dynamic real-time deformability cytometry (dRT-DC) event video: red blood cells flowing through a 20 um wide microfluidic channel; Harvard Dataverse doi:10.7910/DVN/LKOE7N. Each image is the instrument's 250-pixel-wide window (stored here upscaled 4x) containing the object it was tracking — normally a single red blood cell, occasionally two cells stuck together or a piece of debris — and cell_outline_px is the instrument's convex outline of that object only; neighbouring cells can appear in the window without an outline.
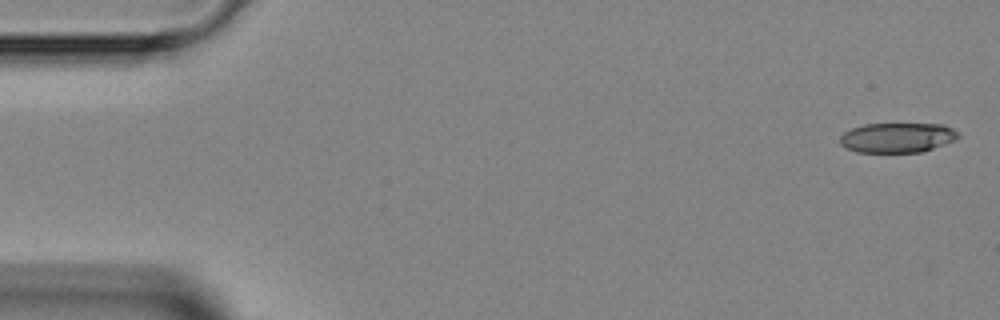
{"species": "Egyptian fruit bat (a non-hibernating species)", "species_latin": "Rousettus aegyptiacus", "temperature_condition": "room temperature", "stored_images_in_passage": 3, "camera_frame_rate_fps": 3000, "um_per_image_px": 0.085, "animal": {"sex": "female"}, "frame": {"image": 1, "passage_image": 1, "time_ms": 0.0, "image_size_px": [1000, 320], "cell_outline_px": [[960, 136], [956, 140], [920, 152], [856, 152], [840, 144], [840, 136], [844, 132], [852, 128], [864, 124], [944, 124], [952, 128]], "centroid_in_image_um": [76.27, 11.69], "position_along_channel_um": 8.7, "area_um2": 20.46}}